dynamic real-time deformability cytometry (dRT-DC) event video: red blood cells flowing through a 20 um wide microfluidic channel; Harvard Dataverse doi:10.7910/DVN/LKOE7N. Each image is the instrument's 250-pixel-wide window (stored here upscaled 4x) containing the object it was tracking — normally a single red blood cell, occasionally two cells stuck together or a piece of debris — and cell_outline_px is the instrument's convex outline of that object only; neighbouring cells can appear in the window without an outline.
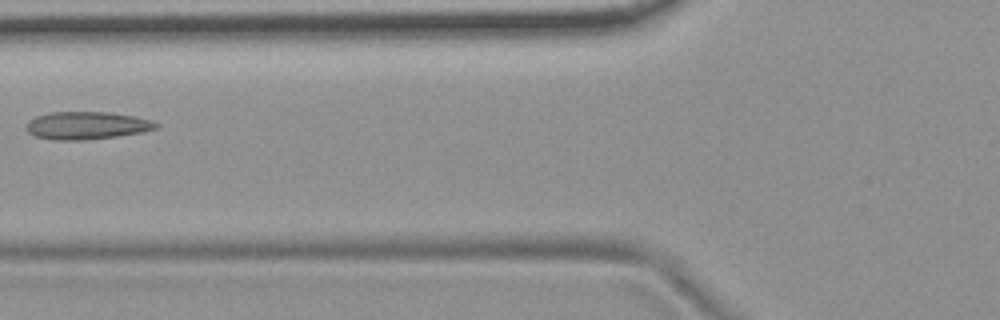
{"species": "common noctule bat (a hibernating species)", "species_latin": "Nyctalus noctula", "temperature_condition": "room temperature", "stored_images_in_passage": 10, "camera_frame_rate_fps": 3000, "um_per_image_px": 0.085, "animal": {"sex": "female", "body_mass_g": 19.9}, "frame": {"image": 1, "passage_image": 6, "time_ms": 1.667, "image_size_px": [1000, 320], "cell_outline_px": [[160, 128], [144, 132], [116, 136], [84, 140], [52, 140], [36, 136], [28, 132], [24, 128], [28, 120], [36, 116], [48, 112], [108, 112], [136, 116], [152, 120], [160, 124]], "centroid_in_image_um": [7.39, 10.66], "position_along_channel_um": 118.4, "area_um2": 21.27}}
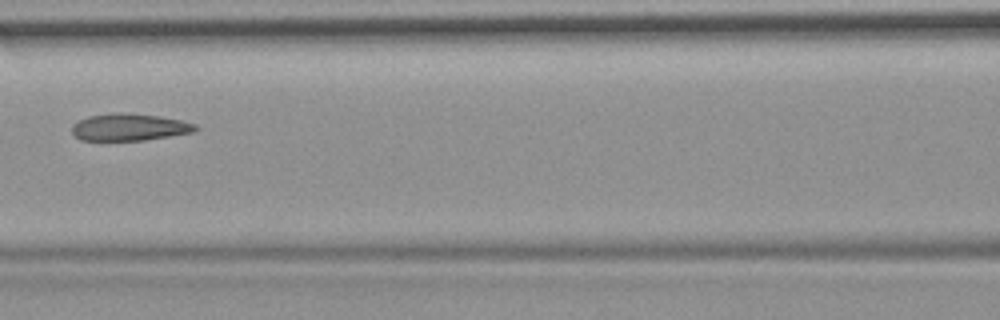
{"frame": {"image": 2, "passage_image": 7, "time_ms": 2.0, "image_size_px": [1000, 320], "cell_outline_px": [[200, 128], [192, 132], [144, 140], [80, 140], [72, 132], [72, 124], [88, 116], [112, 112], [128, 112], [160, 116], [180, 120], [196, 124]], "centroid_in_image_um": [10.99, 10.79], "position_along_channel_um": 155.6, "area_um2": 19.54}}
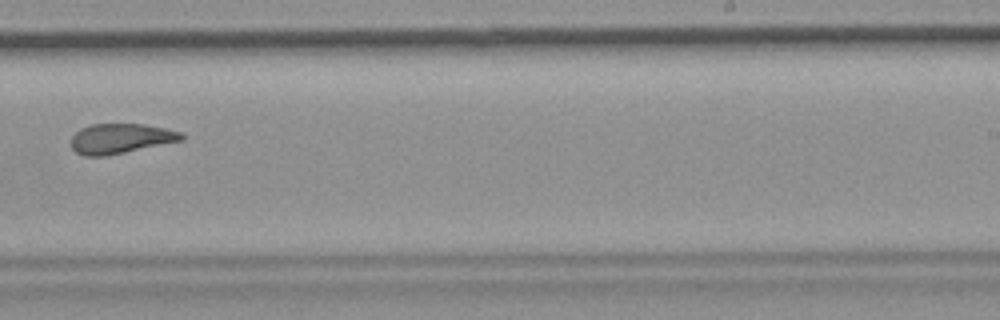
{"frame": {"image": 3, "passage_image": 10, "time_ms": 3.0, "image_size_px": [1000, 320], "cell_outline_px": [[184, 140], [104, 156], [84, 156], [76, 152], [72, 148], [72, 136], [80, 128], [92, 124], [144, 124], [184, 132]], "centroid_in_image_um": [10.27, 11.77], "position_along_channel_um": 278.7, "area_um2": 19.19}}